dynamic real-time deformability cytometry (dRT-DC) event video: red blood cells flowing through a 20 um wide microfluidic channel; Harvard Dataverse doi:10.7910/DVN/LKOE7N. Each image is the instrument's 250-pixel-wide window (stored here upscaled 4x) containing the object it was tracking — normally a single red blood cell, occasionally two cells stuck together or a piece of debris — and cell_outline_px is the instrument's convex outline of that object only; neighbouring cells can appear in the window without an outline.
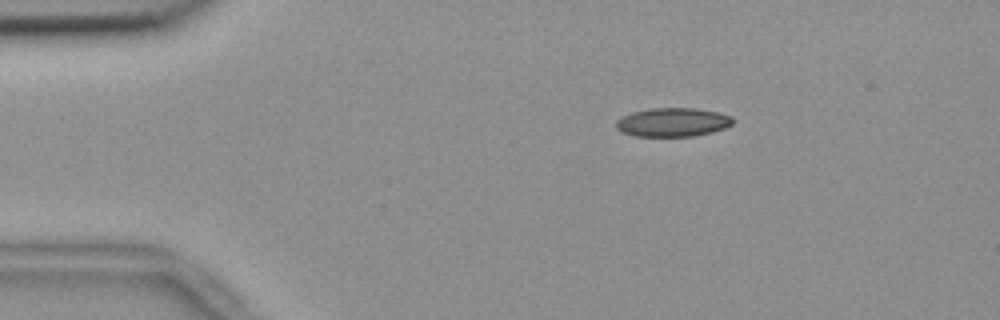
{"species": "common noctule bat (a hibernating species)", "species_latin": "Nyctalus noctula", "temperature_condition": "room temperature", "stored_images_in_passage": 55, "camera_frame_rate_fps": 3000, "um_per_image_px": 0.085, "animal": {"sex": "female", "body_mass_g": 18.4}, "frame": {"image": 1, "passage_image": 10, "time_ms": 3.0, "image_size_px": [1000, 320], "cell_outline_px": [[736, 120], [732, 124], [724, 128], [712, 132], [692, 136], [636, 136], [624, 132], [616, 128], [616, 120], [620, 116], [632, 112], [652, 108], [696, 108], [716, 112], [732, 116]], "centroid_in_image_um": [57.19, 10.38], "position_along_channel_um": 27.8, "area_um2": 19.59}}
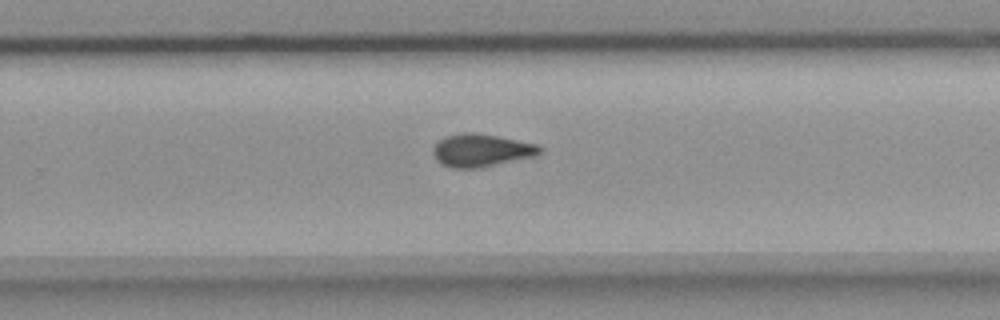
{"frame": {"image": 2, "passage_image": 36, "time_ms": 11.667, "image_size_px": [1000, 320], "cell_outline_px": [[544, 152], [536, 156], [480, 168], [452, 168], [440, 164], [436, 160], [432, 152], [432, 148], [444, 136], [460, 132], [476, 132], [500, 136], [536, 144], [544, 148]], "centroid_in_image_um": [40.92, 12.77], "position_along_channel_um": 288.9, "area_um2": 20.87}}
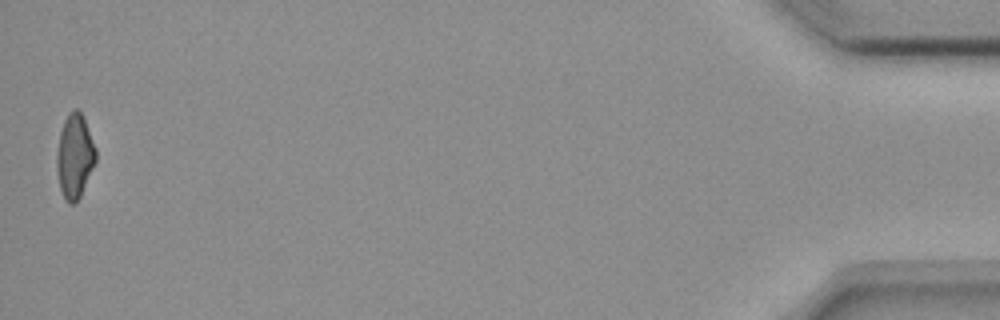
{"frame": {"image": 3, "passage_image": 55, "time_ms": 18.0, "image_size_px": [1000, 320], "cell_outline_px": [[96, 160], [80, 196], [72, 204], [68, 204], [64, 200], [60, 188], [56, 168], [56, 152], [60, 132], [64, 120], [68, 112], [72, 108], [76, 108], [80, 112], [84, 120], [96, 148]], "centroid_in_image_um": [6.32, 13.27], "position_along_channel_um": 428.9, "area_um2": 19.07}, "authors_computed_cell_mechanics": {"area_um2": 19.941, "velocity_mm_per_s": 3.6874, "shape_relaxation_time_tau1_ms": null, "shape_relaxation_time_tau2_ms": 3.2443, "deformation_change_tau1": null, "deformation_change_tau2": 0.0904}}